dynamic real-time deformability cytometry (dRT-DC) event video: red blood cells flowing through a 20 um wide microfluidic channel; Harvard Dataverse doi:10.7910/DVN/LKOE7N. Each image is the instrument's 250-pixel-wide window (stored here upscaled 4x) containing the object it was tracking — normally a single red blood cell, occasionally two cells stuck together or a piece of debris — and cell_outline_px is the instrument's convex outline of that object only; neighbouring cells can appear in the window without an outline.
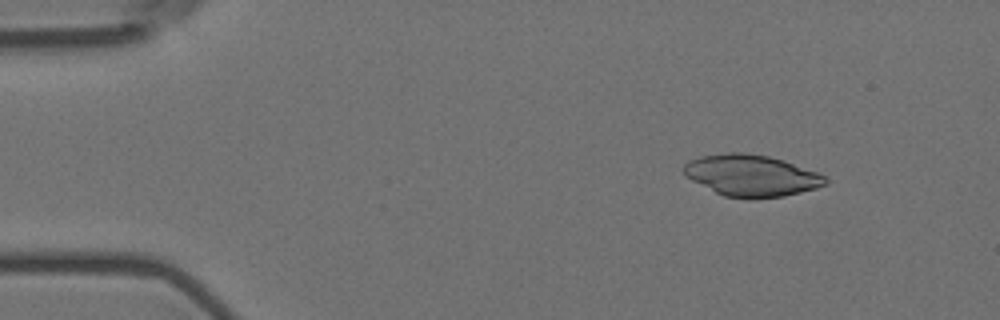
{"species": "Egyptian fruit bat (a non-hibernating species)", "species_latin": "Rousettus aegyptiacus", "temperature_condition": "room temperature", "stored_images_in_passage": 55, "camera_frame_rate_fps": 3000, "um_per_image_px": 0.085, "animal": {"sex": "female"}, "frame": {"image": 1, "passage_image": 7, "time_ms": 2.0, "image_size_px": [1000, 320], "cell_outline_px": [[828, 184], [816, 188], [784, 196], [724, 196], [692, 180], [684, 172], [684, 164], [688, 160], [700, 156], [728, 152], [744, 152], [768, 156], [784, 160], [816, 172], [824, 176], [828, 180]], "centroid_in_image_um": [63.87, 14.88], "position_along_channel_um": 21.1, "area_um2": 33.47}}
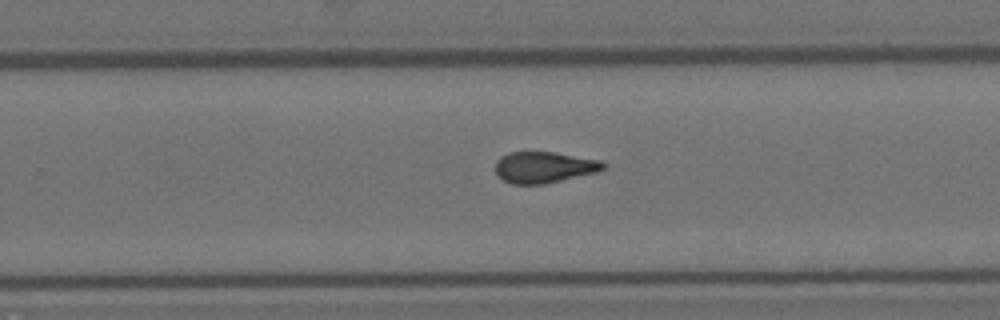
{"frame": {"image": 2, "passage_image": 36, "time_ms": 11.667, "image_size_px": [1000, 320], "cell_outline_px": [[608, 164], [600, 172], [544, 184], [512, 184], [504, 180], [496, 172], [496, 160], [500, 156], [508, 152], [556, 152], [600, 160]], "centroid_in_image_um": [46.29, 14.21], "position_along_channel_um": 283.5, "area_um2": 19.83}}
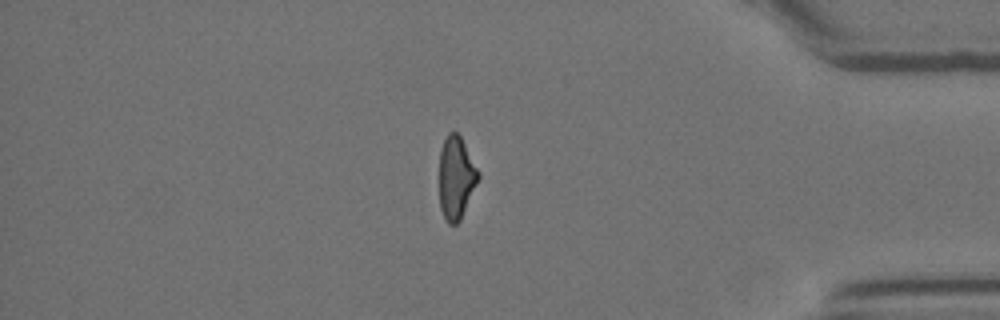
{"frame": {"image": 3, "passage_image": 48, "time_ms": 15.667, "image_size_px": [1000, 320], "cell_outline_px": [[480, 176], [460, 220], [456, 224], [448, 224], [440, 208], [440, 148], [448, 132], [456, 132], [460, 136], [480, 172]], "centroid_in_image_um": [38.77, 15.09], "position_along_channel_um": 396.4, "area_um2": 18.61}, "authors_computed_cell_mechanics": {"area_um2": 20.6346, "velocity_mm_per_s": 3.589, "shape_relaxation_time_tau1_ms": 4.5336, "shape_relaxation_time_tau2_ms": 2.7052, "deformation_change_tau1": 0.3681, "deformation_change_tau2": 0.1217}}